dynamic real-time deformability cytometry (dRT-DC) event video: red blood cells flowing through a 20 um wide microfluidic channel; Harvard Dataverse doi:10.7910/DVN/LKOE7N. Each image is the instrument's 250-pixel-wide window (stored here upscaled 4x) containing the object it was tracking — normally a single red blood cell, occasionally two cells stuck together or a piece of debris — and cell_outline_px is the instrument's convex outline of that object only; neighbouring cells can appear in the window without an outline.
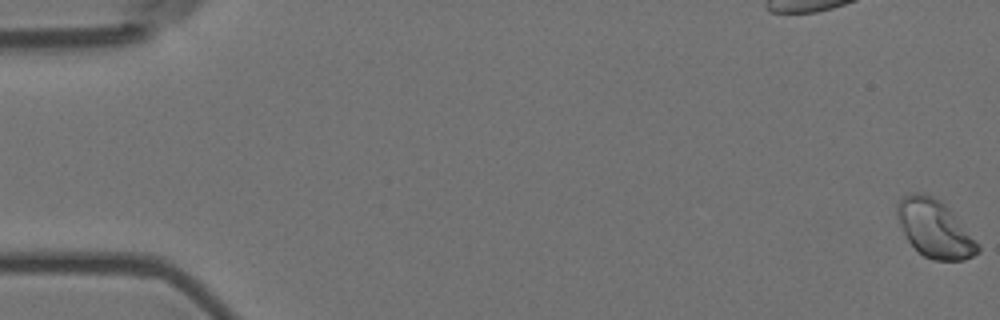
{"species": "Egyptian fruit bat (a non-hibernating species)", "species_latin": "Rousettus aegyptiacus", "temperature_condition": "room temperature", "stored_images_in_passage": 57, "camera_frame_rate_fps": 3000, "um_per_image_px": 0.085, "animal": {"sex": "female"}, "frame": {"image": 1, "passage_image": 1, "time_ms": 0.0, "image_size_px": [1000, 320], "cell_outline_px": [[980, 252], [964, 260], [932, 260], [924, 256], [908, 240], [896, 216], [896, 204], [904, 196], [912, 192], [920, 192], [932, 196], [940, 200], [948, 208], [980, 244]], "centroid_in_image_um": [79.45, 19.43], "position_along_channel_um": 5.5, "area_um2": 26.88}}
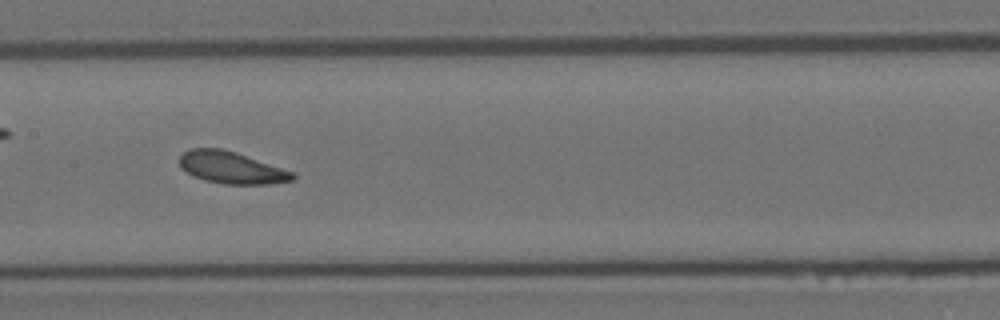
{"frame": {"image": 2, "passage_image": 28, "time_ms": 9.0, "image_size_px": [1000, 320], "cell_outline_px": [[296, 180], [268, 184], [224, 184], [204, 180], [192, 176], [180, 168], [180, 156], [188, 148], [220, 148], [236, 152], [296, 172]], "centroid_in_image_um": [19.69, 14.25], "position_along_channel_um": 187.7, "area_um2": 21.39}}
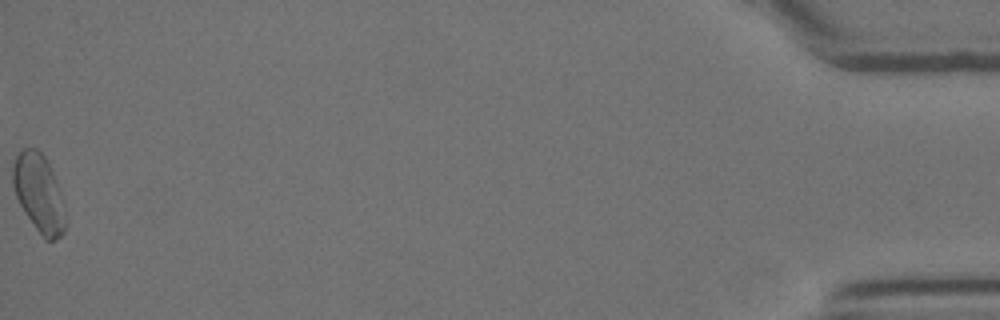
{"frame": {"image": 3, "passage_image": 57, "time_ms": 18.667, "image_size_px": [1000, 320], "cell_outline_px": [[64, 232], [60, 236], [52, 240], [44, 240], [24, 212], [16, 196], [12, 184], [12, 168], [16, 156], [24, 148], [36, 148], [44, 156], [56, 180], [60, 196], [64, 220]], "centroid_in_image_um": [3.25, 16.41], "position_along_channel_um": 431.9, "area_um2": 23.24}, "authors_computed_cell_mechanics": {"area_um2": 22.0218, "velocity_mm_per_s": 3.5587, "shape_relaxation_time_tau1_ms": null, "shape_relaxation_time_tau2_ms": 1.8652, "deformation_change_tau1": null, "deformation_change_tau2": 0.0713}}